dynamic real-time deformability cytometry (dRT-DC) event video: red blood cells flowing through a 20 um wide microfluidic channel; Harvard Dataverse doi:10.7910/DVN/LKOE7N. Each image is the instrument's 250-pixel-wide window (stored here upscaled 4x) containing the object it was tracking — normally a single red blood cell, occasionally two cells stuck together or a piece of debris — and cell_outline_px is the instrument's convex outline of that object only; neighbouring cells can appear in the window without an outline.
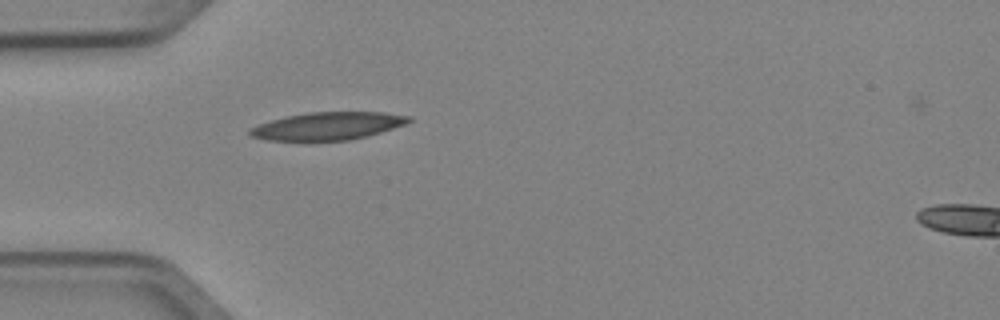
{"species": "Egyptian fruit bat (a non-hibernating species)", "species_latin": "Rousettus aegyptiacus", "temperature_condition": "cold", "stored_images_in_passage": 2, "segment_of_instrument_passage": [1, 2], "camera_frame_rate_fps": 3000, "um_per_image_px": 0.085, "animal": {"sex": "female"}, "frame": {"image": 1, "passage_image": 1, "time_ms": 0.0, "image_size_px": [1000, 320], "cell_outline_px": [[412, 120], [404, 124], [380, 132], [348, 140], [268, 140], [248, 136], [248, 128], [284, 116], [308, 112], [384, 112], [412, 116]], "centroid_in_image_um": [27.82, 10.7], "position_along_channel_um": 57.2, "area_um2": 25.49}}